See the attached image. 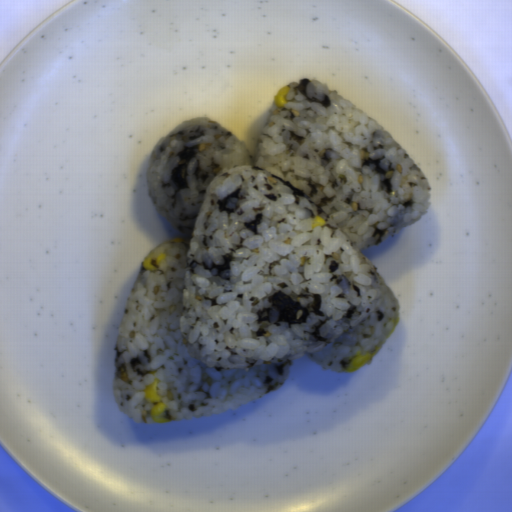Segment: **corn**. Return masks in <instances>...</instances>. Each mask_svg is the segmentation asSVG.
Returning a JSON list of instances; mask_svg holds the SVG:
<instances>
[{
    "mask_svg": "<svg viewBox=\"0 0 512 512\" xmlns=\"http://www.w3.org/2000/svg\"><path fill=\"white\" fill-rule=\"evenodd\" d=\"M399 321H400V320H399V318H396L395 320H393V328H392V330L388 333V335H387L388 337L392 335V333H393V331H394L395 327L397 326V324L399 323Z\"/></svg>",
    "mask_w": 512,
    "mask_h": 512,
    "instance_id": "79e197a2",
    "label": "corn"
},
{
    "mask_svg": "<svg viewBox=\"0 0 512 512\" xmlns=\"http://www.w3.org/2000/svg\"><path fill=\"white\" fill-rule=\"evenodd\" d=\"M154 379L152 383L144 388V398L148 404H153L150 410V417L156 424L170 422L171 418L163 402V396L158 394V382Z\"/></svg>",
    "mask_w": 512,
    "mask_h": 512,
    "instance_id": "51d56268",
    "label": "corn"
},
{
    "mask_svg": "<svg viewBox=\"0 0 512 512\" xmlns=\"http://www.w3.org/2000/svg\"><path fill=\"white\" fill-rule=\"evenodd\" d=\"M381 350V348H376L372 353L362 354L358 357H354L348 364L346 371L353 372L355 370L361 369L366 364H368Z\"/></svg>",
    "mask_w": 512,
    "mask_h": 512,
    "instance_id": "f1292c28",
    "label": "corn"
},
{
    "mask_svg": "<svg viewBox=\"0 0 512 512\" xmlns=\"http://www.w3.org/2000/svg\"><path fill=\"white\" fill-rule=\"evenodd\" d=\"M290 91H291V88H289L288 86H284L283 88L278 90L277 94L273 100L274 105L283 108L285 106V104H288V99L286 98V94L289 93Z\"/></svg>",
    "mask_w": 512,
    "mask_h": 512,
    "instance_id": "cfcad685",
    "label": "corn"
},
{
    "mask_svg": "<svg viewBox=\"0 0 512 512\" xmlns=\"http://www.w3.org/2000/svg\"><path fill=\"white\" fill-rule=\"evenodd\" d=\"M166 257H167V255L162 253V254H159L158 258H152V257L145 258L142 266L145 270L155 271L156 269H158L160 267V265L166 259Z\"/></svg>",
    "mask_w": 512,
    "mask_h": 512,
    "instance_id": "5cfa1b94",
    "label": "corn"
},
{
    "mask_svg": "<svg viewBox=\"0 0 512 512\" xmlns=\"http://www.w3.org/2000/svg\"><path fill=\"white\" fill-rule=\"evenodd\" d=\"M325 220L321 216H316L314 221L312 222L311 228H315L317 226L325 225Z\"/></svg>",
    "mask_w": 512,
    "mask_h": 512,
    "instance_id": "2b8c4276",
    "label": "corn"
}]
</instances>
